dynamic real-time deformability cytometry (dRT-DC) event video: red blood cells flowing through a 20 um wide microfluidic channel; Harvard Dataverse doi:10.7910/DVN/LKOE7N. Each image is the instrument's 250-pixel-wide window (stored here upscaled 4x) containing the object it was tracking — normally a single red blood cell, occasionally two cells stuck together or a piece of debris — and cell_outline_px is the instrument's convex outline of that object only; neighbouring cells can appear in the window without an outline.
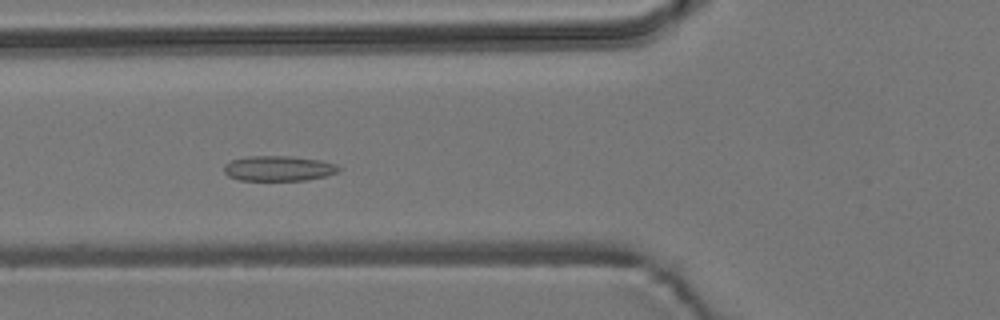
{"species": "common noctule bat (a hibernating species)", "species_latin": "Nyctalus noctula", "temperature_condition": "room temperature", "stored_images_in_passage": 37, "camera_frame_rate_fps": 3000, "um_per_image_px": 0.085, "animal": {"sex": "male", "body_mass_g": 19.2, "forearm_length_mm": 51.8}, "frame": {"image": 1, "passage_image": 8, "time_ms": 2.333, "image_size_px": [1000, 320], "cell_outline_px": [[340, 168], [336, 172], [324, 176], [304, 180], [240, 180], [228, 176], [224, 172], [224, 164], [232, 160], [248, 156], [288, 156], [320, 160], [336, 164]], "centroid_in_image_um": [23.64, 14.31], "position_along_channel_um": 102.2, "area_um2": 16.65}}
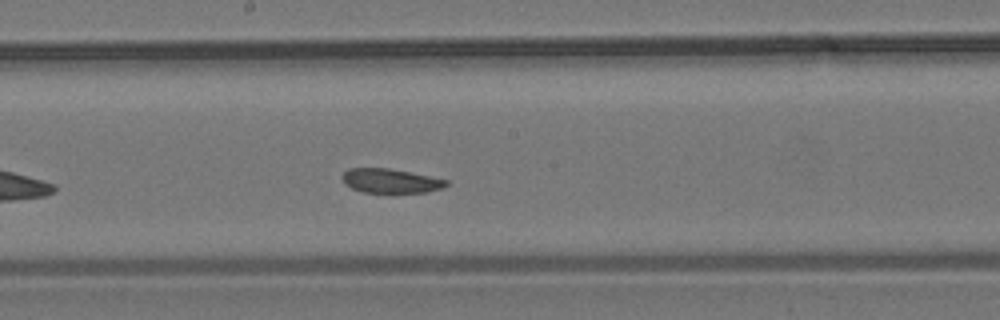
{"frame": {"image": 2, "passage_image": 17, "time_ms": 5.333, "image_size_px": [1000, 320], "cell_outline_px": [[448, 184], [444, 188], [428, 192], [360, 192], [344, 184], [340, 176], [348, 168], [388, 168], [448, 180]], "centroid_in_image_um": [33.16, 15.37], "position_along_channel_um": 215.0, "area_um2": 14.68}}
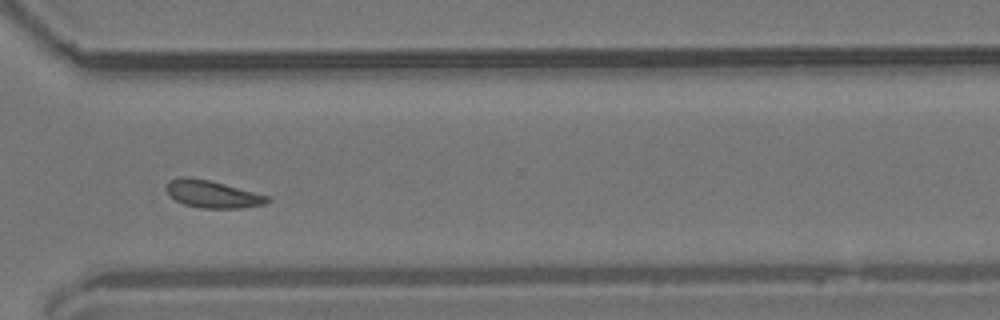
{"frame": {"image": 3, "passage_image": 28, "time_ms": 9.0, "image_size_px": [1000, 320], "cell_outline_px": [[272, 200], [264, 204], [244, 208], [200, 208], [184, 204], [168, 196], [164, 188], [168, 180], [180, 176], [188, 176], [208, 180], [272, 196]], "centroid_in_image_um": [18.04, 16.49], "position_along_channel_um": 352.6, "area_um2": 16.47}, "authors_computed_cell_mechanics": {"area_um2": 16.2418, "velocity_mm_per_s": 3.7495, "shape_relaxation_time_tau1_ms": null, "shape_relaxation_time_tau2_ms": 2.5318, "deformation_change_tau1": null, "deformation_change_tau2": 0.0727}}